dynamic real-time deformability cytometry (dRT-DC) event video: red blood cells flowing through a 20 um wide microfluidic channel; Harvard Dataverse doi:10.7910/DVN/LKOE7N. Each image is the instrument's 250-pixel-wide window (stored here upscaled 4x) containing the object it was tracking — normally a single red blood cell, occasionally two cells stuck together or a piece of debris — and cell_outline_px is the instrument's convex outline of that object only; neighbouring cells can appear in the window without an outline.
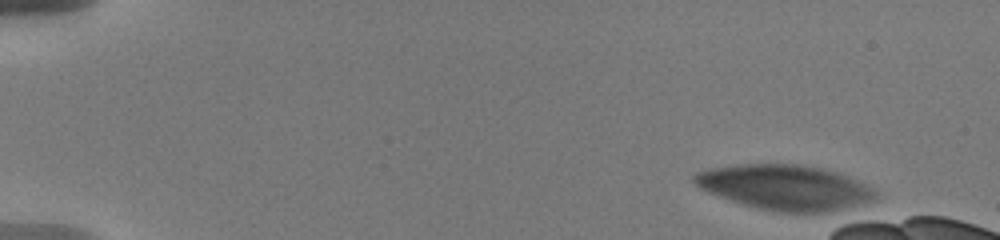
{"species": "human", "species_latin": "Homo sapiens", "temperature_condition": "warm", "stored_images_in_passage": 2, "camera_frame_rate_fps": 3000, "um_per_image_px": 0.085, "donor": {"sex": "male"}, "frame": {"image": 1, "passage_image": 2, "time_ms": 1.0, "image_size_px": [1000, 240], "cell_outline_px": [[876, 196], [868, 200], [844, 208], [820, 212], [776, 212], [756, 208], [708, 192], [700, 188], [692, 180], [692, 176], [696, 172], [708, 168], [736, 164], [800, 164], [820, 168], [836, 172], [848, 176], [872, 188], [876, 192]], "centroid_in_image_um": [66.63, 15.9], "position_along_channel_um": 18.4, "area_um2": 46.99}}